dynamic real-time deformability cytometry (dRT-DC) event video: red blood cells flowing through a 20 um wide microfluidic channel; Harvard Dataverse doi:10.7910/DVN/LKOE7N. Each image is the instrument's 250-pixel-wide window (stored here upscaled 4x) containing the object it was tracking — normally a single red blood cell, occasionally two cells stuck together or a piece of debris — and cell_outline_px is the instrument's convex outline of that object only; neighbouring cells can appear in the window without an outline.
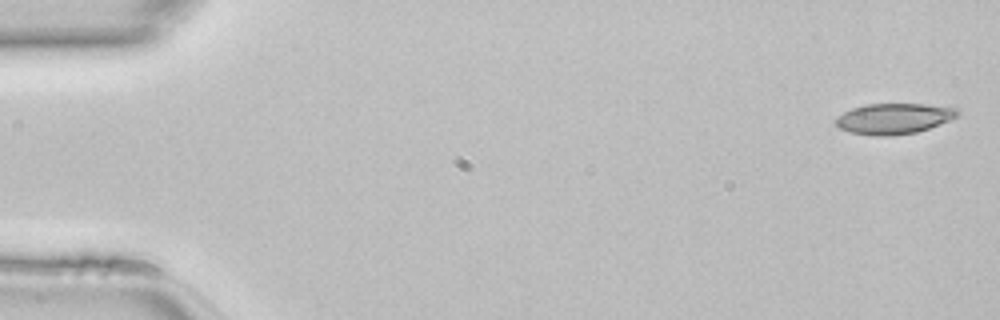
{"species": "common noctule bat (a hibernating species)", "species_latin": "Nyctalus noctula", "temperature_condition": "room temperature", "stored_images_in_passage": 47, "camera_frame_rate_fps": 3000, "um_per_image_px": 0.085, "animal": {"sex": "female", "body_mass_g": 22.7, "forearm_length_mm": 54.2}, "frame": {"image": 1, "passage_image": 1, "time_ms": 0.0, "image_size_px": [1000, 320], "cell_outline_px": [[960, 116], [928, 128], [916, 132], [888, 136], [876, 136], [852, 132], [840, 128], [836, 124], [836, 116], [852, 108], [868, 104], [924, 104], [956, 108], [960, 112]], "centroid_in_image_um": [75.99, 10.07], "position_along_channel_um": 9.0, "area_um2": 21.56}}
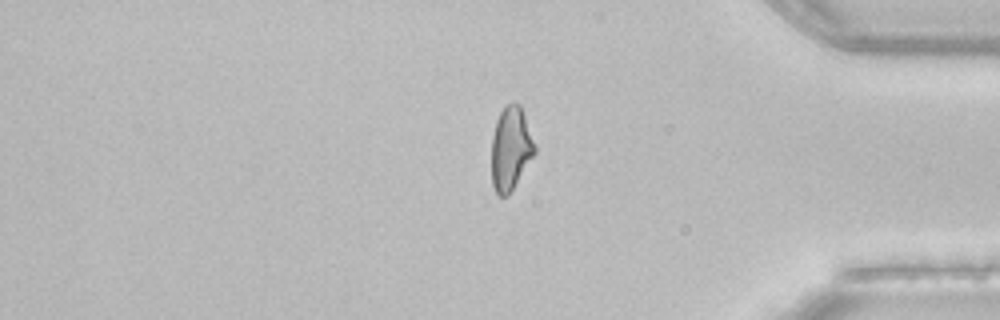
{"frame": {"image": 2, "passage_image": 39, "time_ms": 12.667, "image_size_px": [1000, 320], "cell_outline_px": [[536, 152], [508, 196], [496, 196], [492, 184], [492, 136], [496, 120], [500, 112], [508, 104], [520, 104], [536, 144]], "centroid_in_image_um": [43.41, 12.65], "position_along_channel_um": 391.8, "area_um2": 21.04}}
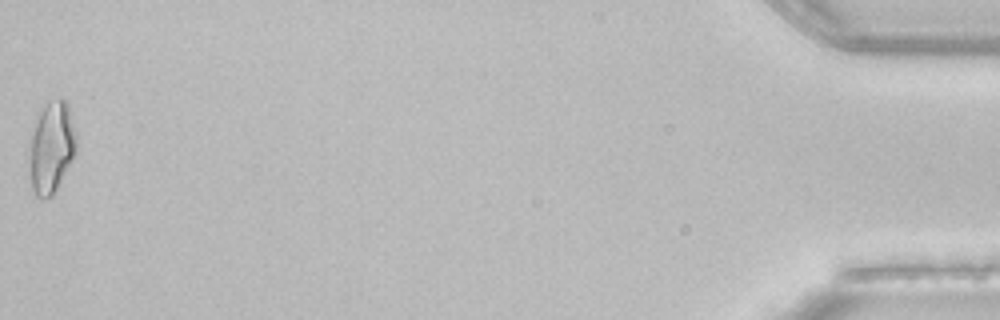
{"frame": {"image": 3, "passage_image": 47, "time_ms": 15.333, "image_size_px": [1000, 320], "cell_outline_px": [[76, 152], [72, 160], [52, 196], [40, 200], [32, 192], [28, 148], [36, 120], [40, 112], [52, 100], [60, 96], [68, 104], [76, 136]], "centroid_in_image_um": [4.36, 12.56], "position_along_channel_um": 430.8, "area_um2": 24.97}}